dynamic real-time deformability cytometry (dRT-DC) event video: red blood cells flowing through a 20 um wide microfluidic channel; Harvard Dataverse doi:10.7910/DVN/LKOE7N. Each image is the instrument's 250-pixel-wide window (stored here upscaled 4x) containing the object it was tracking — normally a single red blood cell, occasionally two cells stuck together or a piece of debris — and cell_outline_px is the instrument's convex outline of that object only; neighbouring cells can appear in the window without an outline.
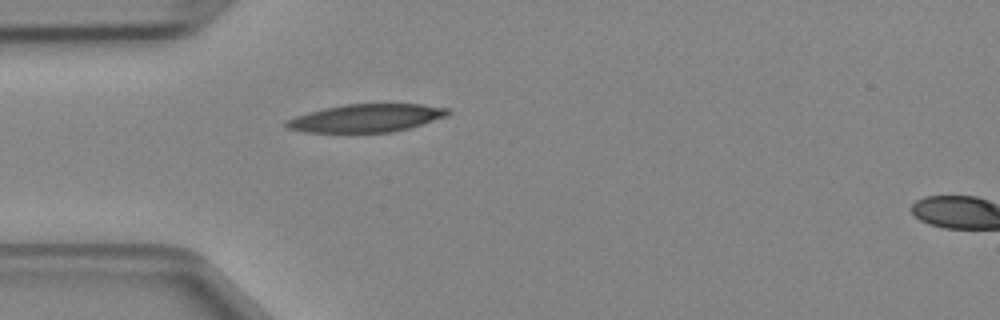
{"species": "Egyptian fruit bat (a non-hibernating species)", "species_latin": "Rousettus aegyptiacus", "temperature_condition": "cold", "stored_images_in_passage": 2, "segment_of_instrument_passage": [1, 2], "camera_frame_rate_fps": 3000, "um_per_image_px": 0.085, "animal": {"sex": "female"}, "frame": {"image": 1, "passage_image": 1, "time_ms": 0.0, "image_size_px": [1000, 320], "cell_outline_px": [[452, 112], [448, 116], [408, 128], [392, 132], [304, 132], [288, 128], [284, 124], [288, 120], [296, 116], [308, 112], [324, 108], [344, 104], [420, 104], [448, 108]], "centroid_in_image_um": [31.16, 10.03], "position_along_channel_um": 53.8, "area_um2": 26.18}}